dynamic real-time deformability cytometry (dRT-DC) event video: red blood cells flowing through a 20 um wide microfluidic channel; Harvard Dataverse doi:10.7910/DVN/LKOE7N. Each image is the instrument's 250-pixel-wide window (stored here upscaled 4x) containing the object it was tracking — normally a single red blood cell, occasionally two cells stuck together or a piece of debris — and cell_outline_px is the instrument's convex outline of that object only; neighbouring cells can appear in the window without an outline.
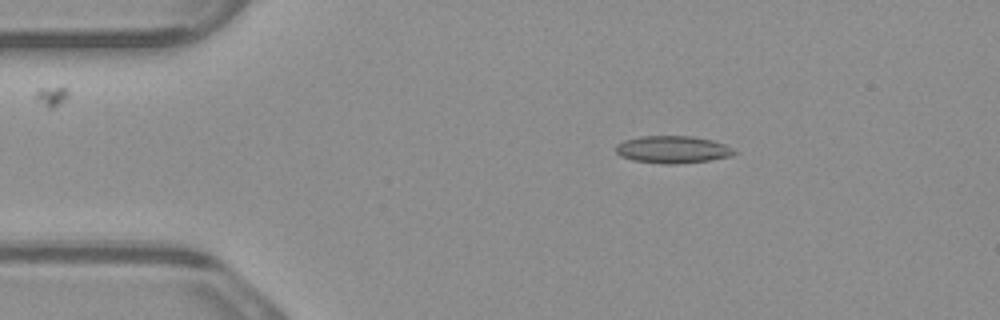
{"species": "common noctule bat (a hibernating species)", "species_latin": "Nyctalus noctula", "temperature_condition": "warm", "stored_images_in_passage": 6, "camera_frame_rate_fps": 3000, "um_per_image_px": 0.085, "animal": {"sex": "male", "body_mass_g": 23.1, "forearm_length_mm": 52.7}, "frame": {"image": 1, "passage_image": 3, "time_ms": 0.667, "image_size_px": [1000, 320], "cell_outline_px": [[740, 152], [732, 156], [708, 160], [676, 164], [664, 164], [632, 160], [620, 156], [616, 152], [616, 144], [624, 140], [640, 136], [692, 136], [712, 140], [724, 144]], "centroid_in_image_um": [57.18, 12.71], "position_along_channel_um": 27.8, "area_um2": 18.96}}
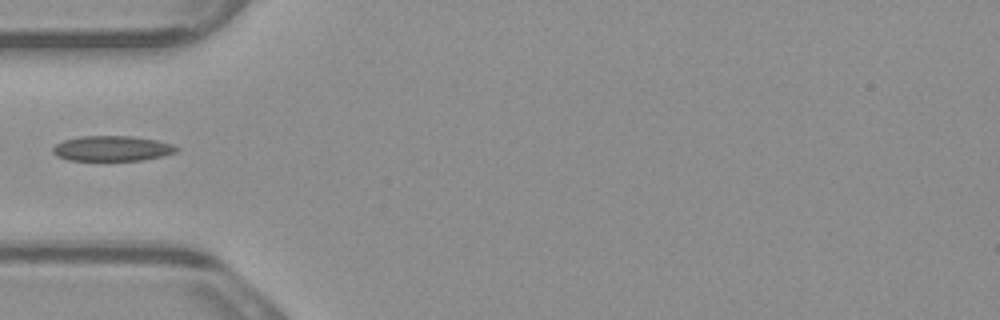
{"frame": {"image": 2, "passage_image": 5, "time_ms": 1.333, "image_size_px": [1000, 320], "cell_outline_px": [[180, 148], [176, 152], [164, 156], [144, 160], [68, 160], [56, 156], [52, 152], [52, 148], [56, 144], [64, 140], [80, 136], [132, 136], [156, 140], [172, 144]], "centroid_in_image_um": [9.54, 12.62], "position_along_channel_um": 75.5, "area_um2": 18.26}}
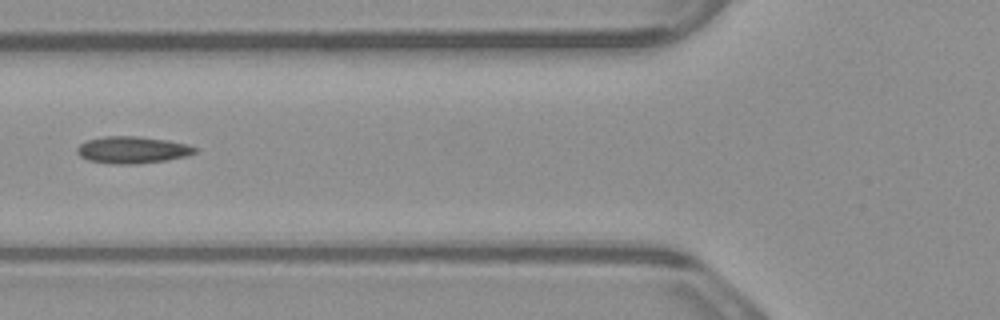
{"frame": {"image": 3, "passage_image": 6, "time_ms": 1.667, "image_size_px": [1000, 320], "cell_outline_px": [[200, 148], [196, 152], [188, 156], [168, 160], [136, 164], [108, 164], [88, 160], [80, 156], [76, 152], [76, 148], [80, 144], [88, 140], [104, 136], [140, 136], [168, 140], [188, 144]], "centroid_in_image_um": [11.29, 12.74], "position_along_channel_um": 114.5, "area_um2": 18.84}}